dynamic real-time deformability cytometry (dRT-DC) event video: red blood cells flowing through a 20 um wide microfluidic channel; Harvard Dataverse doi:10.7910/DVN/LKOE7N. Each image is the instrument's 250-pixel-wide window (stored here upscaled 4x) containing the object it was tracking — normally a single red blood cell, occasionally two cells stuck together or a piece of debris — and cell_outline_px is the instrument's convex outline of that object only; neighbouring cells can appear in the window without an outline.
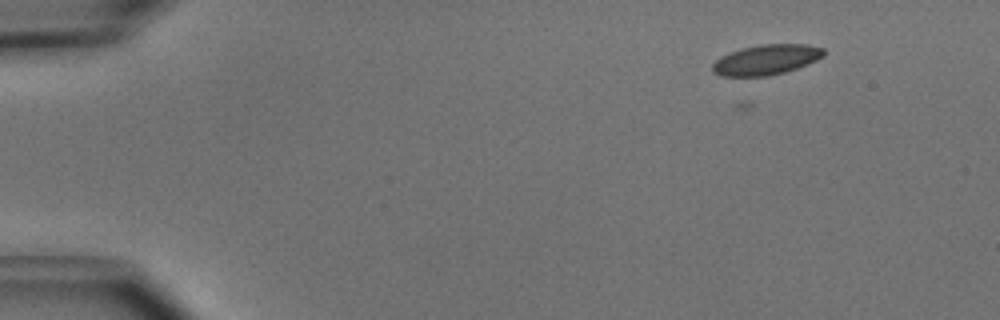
{"species": "common noctule bat (a hibernating species)", "species_latin": "Nyctalus noctula", "temperature_condition": "cold", "stored_images_in_passage": 46, "camera_frame_rate_fps": 3000, "um_per_image_px": 0.085, "animal": {"sex": "male", "body_mass_g": 15.6}, "frame": {"image": 1, "passage_image": 1, "time_ms": 0.0, "image_size_px": [1000, 320], "cell_outline_px": [[824, 56], [808, 64], [784, 72], [768, 76], [720, 76], [712, 72], [712, 64], [720, 56], [728, 52], [740, 48], [760, 44], [808, 44], [824, 48]], "centroid_in_image_um": [65.1, 5.07], "position_along_channel_um": 19.9, "area_um2": 19.77}}
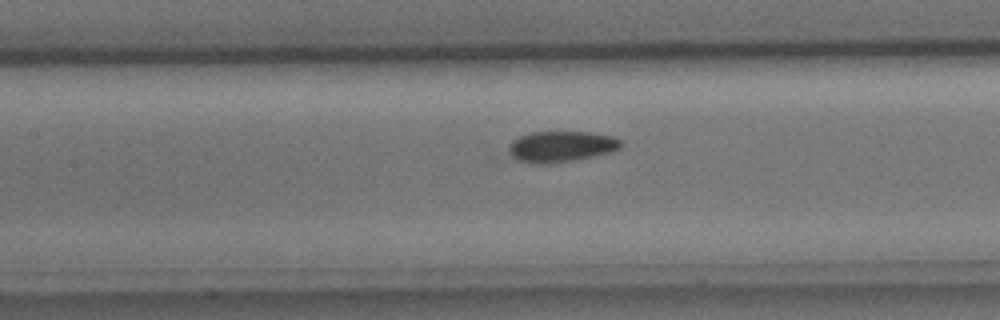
{"frame": {"image": 2, "passage_image": 19, "time_ms": 6.0, "image_size_px": [1000, 320], "cell_outline_px": [[624, 144], [620, 148], [612, 152], [576, 160], [548, 164], [528, 164], [516, 160], [508, 152], [508, 148], [512, 140], [520, 136], [532, 132], [592, 132], [612, 136], [620, 140]], "centroid_in_image_um": [47.69, 12.47], "position_along_channel_um": 159.7, "area_um2": 20.58}}
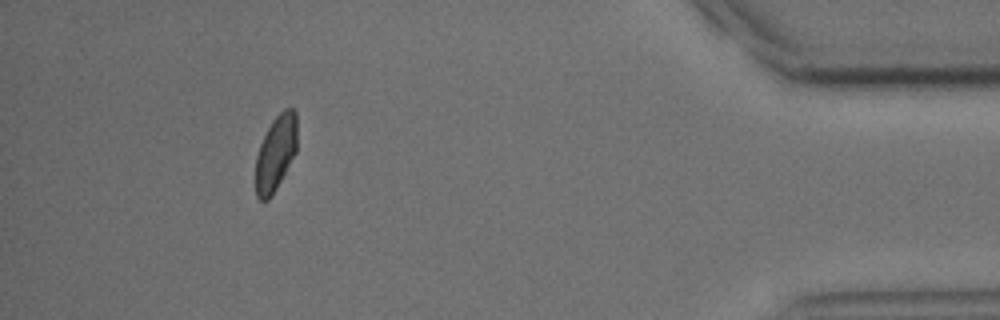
{"frame": {"image": 3, "passage_image": 42, "time_ms": 13.667, "image_size_px": [1000, 320], "cell_outline_px": [[296, 152], [276, 188], [268, 200], [260, 200], [256, 196], [256, 156], [260, 144], [272, 120], [284, 108], [292, 108], [296, 112]], "centroid_in_image_um": [23.43, 12.99], "position_along_channel_um": 411.8, "area_um2": 17.98}, "authors_computed_cell_mechanics": {"area_um2": 19.8543, "velocity_mm_per_s": 3.9601, "shape_relaxation_time_tau1_ms": null, "shape_relaxation_time_tau2_ms": 6.135, "deformation_change_tau1": null, "deformation_change_tau2": 0.0597}}